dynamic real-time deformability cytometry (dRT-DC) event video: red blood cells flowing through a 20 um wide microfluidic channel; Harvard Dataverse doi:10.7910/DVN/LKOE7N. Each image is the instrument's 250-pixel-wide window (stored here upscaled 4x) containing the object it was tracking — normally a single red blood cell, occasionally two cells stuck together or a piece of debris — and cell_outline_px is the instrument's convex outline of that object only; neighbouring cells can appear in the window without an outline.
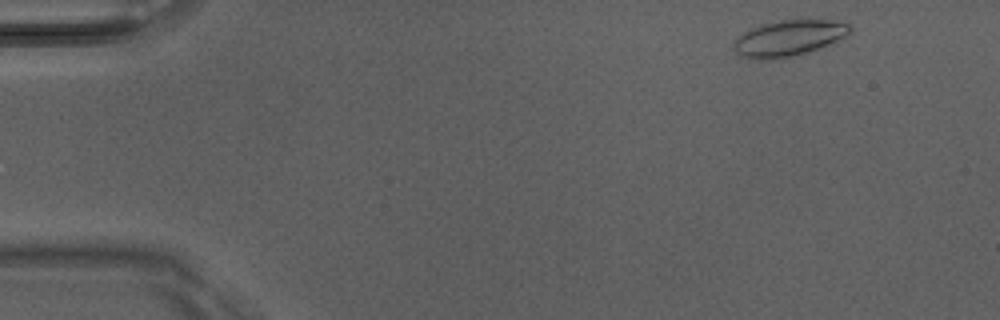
{"species": "Egyptian fruit bat (a non-hibernating species)", "species_latin": "Rousettus aegyptiacus", "temperature_condition": "room temperature", "stored_images_in_passage": 3, "camera_frame_rate_fps": 3000, "um_per_image_px": 0.085, "animal": {"sex": "male"}, "frame": {"image": 1, "passage_image": 1, "time_ms": 0.0, "image_size_px": [1000, 320], "cell_outline_px": [[852, 32], [848, 36], [800, 56], [772, 60], [760, 60], [740, 56], [732, 48], [732, 44], [744, 32], [760, 24], [780, 20], [848, 20], [852, 24]], "centroid_in_image_um": [67.12, 3.25], "position_along_channel_um": 17.9, "area_um2": 25.09}}